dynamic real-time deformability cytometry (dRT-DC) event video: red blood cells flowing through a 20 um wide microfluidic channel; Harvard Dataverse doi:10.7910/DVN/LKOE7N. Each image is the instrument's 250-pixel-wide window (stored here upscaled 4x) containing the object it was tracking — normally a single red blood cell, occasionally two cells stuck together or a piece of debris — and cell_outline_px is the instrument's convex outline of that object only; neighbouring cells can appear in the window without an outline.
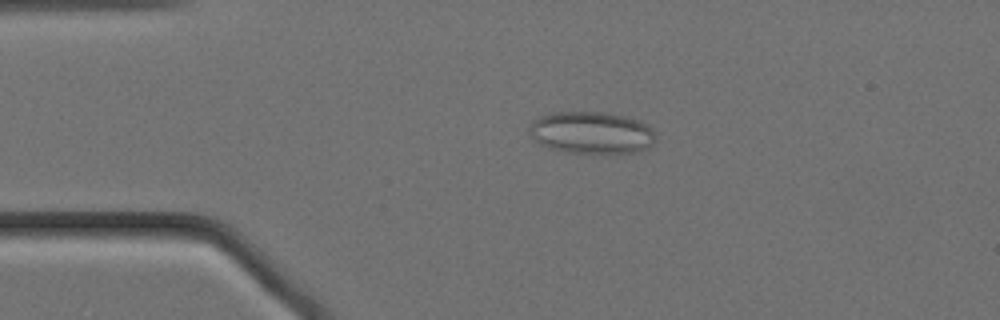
{"species": "Egyptian fruit bat (a non-hibernating species)", "species_latin": "Rousettus aegyptiacus", "temperature_condition": "cold", "stored_images_in_passage": 57, "segment_of_instrument_passage": [1, 2], "camera_frame_rate_fps": 3000, "um_per_image_px": 0.085, "animal": {"sex": "female"}, "frame": {"image": 1, "passage_image": 11, "time_ms": 3.333, "image_size_px": [1000, 320], "cell_outline_px": [[656, 140], [648, 148], [640, 152], [592, 156], [568, 152], [552, 148], [540, 144], [528, 136], [528, 128], [540, 116], [552, 112], [608, 112], [640, 120], [648, 124], [656, 132]], "centroid_in_image_um": [50.34, 11.32], "position_along_channel_um": 34.7, "area_um2": 32.19}}